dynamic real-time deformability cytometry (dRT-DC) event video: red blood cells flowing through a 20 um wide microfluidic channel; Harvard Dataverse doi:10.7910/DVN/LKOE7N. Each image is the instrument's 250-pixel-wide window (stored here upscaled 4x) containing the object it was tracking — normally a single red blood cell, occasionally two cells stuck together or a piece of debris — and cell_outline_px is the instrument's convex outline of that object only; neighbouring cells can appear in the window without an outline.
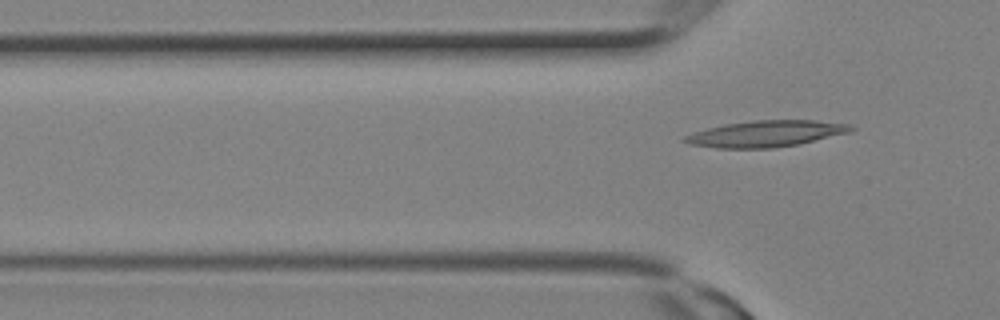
{"species": "Egyptian fruit bat (a non-hibernating species)", "species_latin": "Rousettus aegyptiacus", "temperature_condition": "room temperature", "stored_images_in_passage": 5, "camera_frame_rate_fps": 3000, "um_per_image_px": 0.085, "animal": {"sex": "female"}, "frame": {"image": 1, "passage_image": 5, "time_ms": 1.333, "image_size_px": [1000, 320], "cell_outline_px": [[856, 128], [852, 132], [800, 144], [772, 148], [716, 148], [688, 144], [680, 140], [684, 136], [692, 132], [724, 124], [752, 120], [812, 120], [848, 124]], "centroid_in_image_um": [65.09, 11.37], "position_along_channel_um": 60.7, "area_um2": 25.72}}